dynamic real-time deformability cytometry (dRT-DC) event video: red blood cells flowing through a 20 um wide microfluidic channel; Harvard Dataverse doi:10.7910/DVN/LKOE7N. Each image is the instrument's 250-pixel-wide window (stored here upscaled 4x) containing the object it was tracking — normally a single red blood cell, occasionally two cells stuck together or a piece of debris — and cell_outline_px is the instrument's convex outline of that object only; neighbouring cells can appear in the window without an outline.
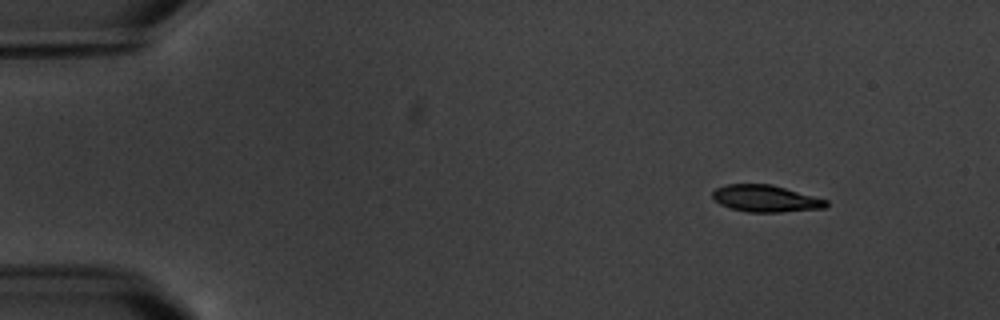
{"species": "common noctule bat (a hibernating species)", "species_latin": "Nyctalus noctula", "temperature_condition": "warm", "stored_images_in_passage": 5, "camera_frame_rate_fps": 3000, "um_per_image_px": 0.085, "animal": {"sex": "male", "body_mass_g": 20.1, "forearm_length_mm": 53.5}, "frame": {"image": 1, "passage_image": 1, "time_ms": 0.0, "image_size_px": [1000, 320], "cell_outline_px": [[828, 204], [824, 208], [780, 212], [748, 212], [732, 208], [720, 204], [712, 196], [712, 192], [716, 188], [724, 184], [772, 184], [828, 200]], "centroid_in_image_um": [65.08, 16.87], "position_along_channel_um": 19.9, "area_um2": 17.69}}
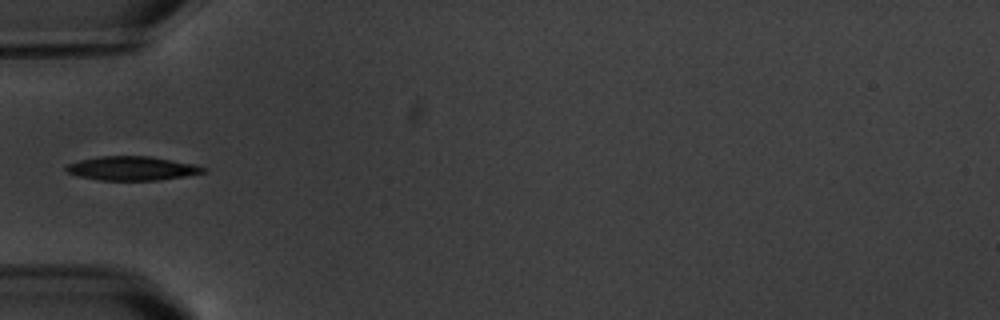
{"frame": {"image": 2, "passage_image": 4, "time_ms": 4.333, "image_size_px": [1000, 320], "cell_outline_px": [[208, 168], [204, 172], [184, 176], [160, 180], [100, 180], [80, 176], [68, 172], [64, 168], [68, 164], [80, 160], [100, 156], [152, 156], [192, 164]], "centroid_in_image_um": [11.22, 14.3], "position_along_channel_um": 73.8, "area_um2": 18.96}}